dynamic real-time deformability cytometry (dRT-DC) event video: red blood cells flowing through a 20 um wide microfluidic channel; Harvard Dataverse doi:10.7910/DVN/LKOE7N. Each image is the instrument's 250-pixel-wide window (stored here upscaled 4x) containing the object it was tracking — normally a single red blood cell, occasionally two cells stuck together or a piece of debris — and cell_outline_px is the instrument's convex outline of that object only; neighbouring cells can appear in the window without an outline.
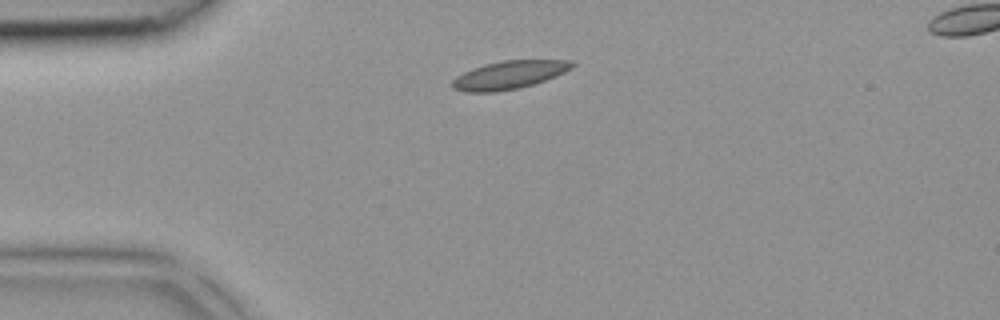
{"species": "common noctule bat (a hibernating species)", "species_latin": "Nyctalus noctula", "temperature_condition": "room temperature", "stored_images_in_passage": 2, "segment_of_instrument_passage": [1, 2], "camera_frame_rate_fps": 3000, "um_per_image_px": 0.085, "animal": {"sex": "female", "body_mass_g": 18.4}, "frame": {"image": 1, "passage_image": 1, "time_ms": 0.0, "image_size_px": [1000, 320], "cell_outline_px": [[576, 64], [572, 68], [564, 72], [544, 80], [520, 88], [496, 92], [464, 92], [452, 88], [452, 80], [456, 76], [472, 68], [484, 64], [504, 60], [572, 60]], "centroid_in_image_um": [43.25, 6.37], "position_along_channel_um": 41.7, "area_um2": 19.65}}